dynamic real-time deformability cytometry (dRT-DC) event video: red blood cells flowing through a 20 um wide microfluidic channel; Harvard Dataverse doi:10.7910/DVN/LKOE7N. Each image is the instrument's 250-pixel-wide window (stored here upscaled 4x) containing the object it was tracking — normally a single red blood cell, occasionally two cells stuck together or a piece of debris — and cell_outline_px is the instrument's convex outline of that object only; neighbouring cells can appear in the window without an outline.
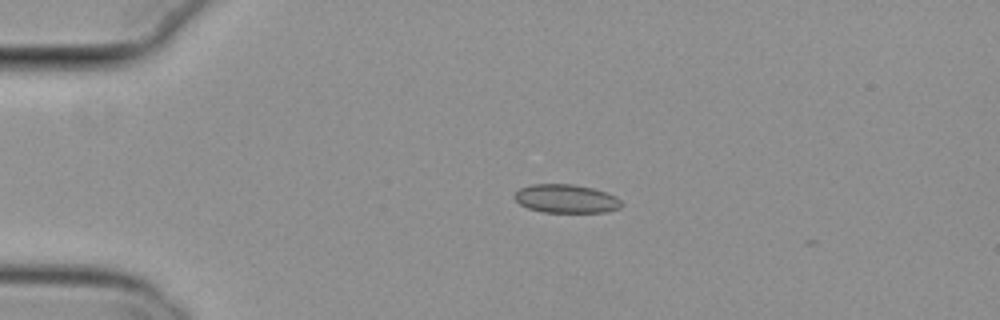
{"species": "common noctule bat (a hibernating species)", "species_latin": "Nyctalus noctula", "temperature_condition": "cold", "stored_images_in_passage": 15, "camera_frame_rate_fps": 3000, "um_per_image_px": 0.085, "animal": {"sex": "female", "body_mass_g": 29.2, "forearm_length_mm": 56.3}, "frame": {"image": 1, "passage_image": 12, "time_ms": 3.667, "image_size_px": [1000, 320], "cell_outline_px": [[624, 204], [620, 208], [604, 212], [540, 212], [528, 208], [520, 204], [512, 196], [520, 188], [532, 184], [572, 184], [592, 188], [616, 196]], "centroid_in_image_um": [48.11, 16.89], "position_along_channel_um": 36.9, "area_um2": 17.8}}